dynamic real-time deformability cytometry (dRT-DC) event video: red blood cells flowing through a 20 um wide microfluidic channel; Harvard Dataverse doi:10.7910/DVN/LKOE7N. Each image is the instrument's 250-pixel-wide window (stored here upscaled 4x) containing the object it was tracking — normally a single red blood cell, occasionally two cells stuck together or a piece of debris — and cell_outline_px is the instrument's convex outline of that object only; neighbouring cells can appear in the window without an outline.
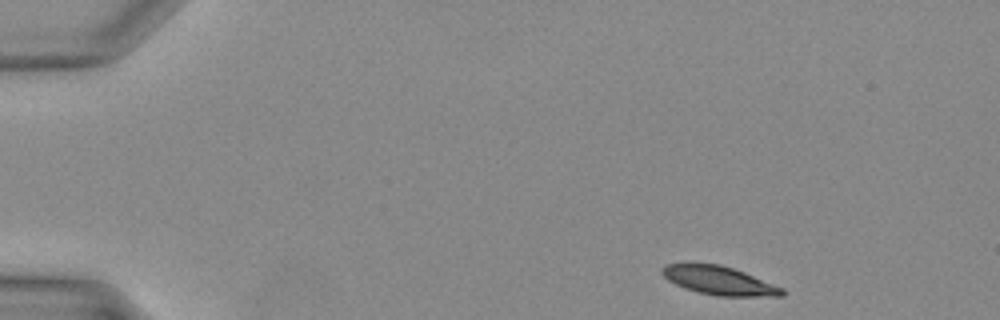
{"species": "Egyptian fruit bat (a non-hibernating species)", "species_latin": "Rousettus aegyptiacus", "temperature_condition": "warm", "stored_images_in_passage": 35, "camera_frame_rate_fps": 3000, "um_per_image_px": 0.085, "animal": {"sex": "female"}, "frame": {"image": 1, "passage_image": 1, "time_ms": 0.0, "image_size_px": [1000, 320], "cell_outline_px": [[784, 296], [716, 296], [684, 288], [668, 280], [660, 272], [668, 264], [688, 260], [692, 260], [720, 264], [744, 272], [784, 288]], "centroid_in_image_um": [61.07, 23.8], "position_along_channel_um": 23.9, "area_um2": 20.46}}
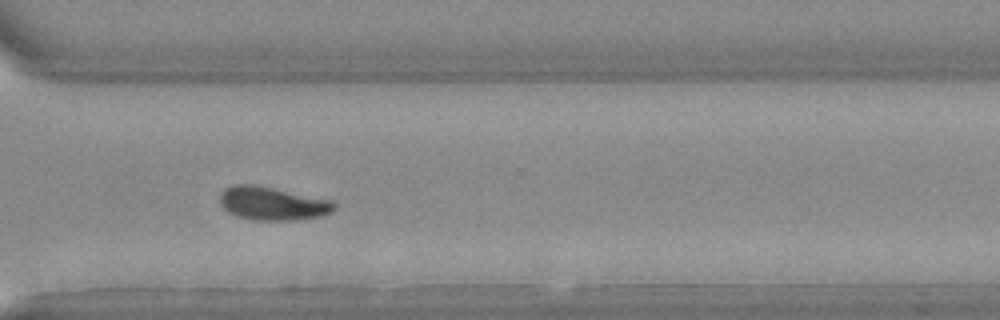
{"frame": {"image": 2, "passage_image": 25, "time_ms": 8.0, "image_size_px": [1000, 320], "cell_outline_px": [[336, 208], [332, 212], [324, 216], [300, 220], [256, 220], [240, 216], [228, 212], [220, 204], [220, 192], [224, 188], [232, 184], [256, 184], [332, 200], [336, 204]], "centroid_in_image_um": [23.19, 17.28], "position_along_channel_um": 347.4, "area_um2": 22.54}}
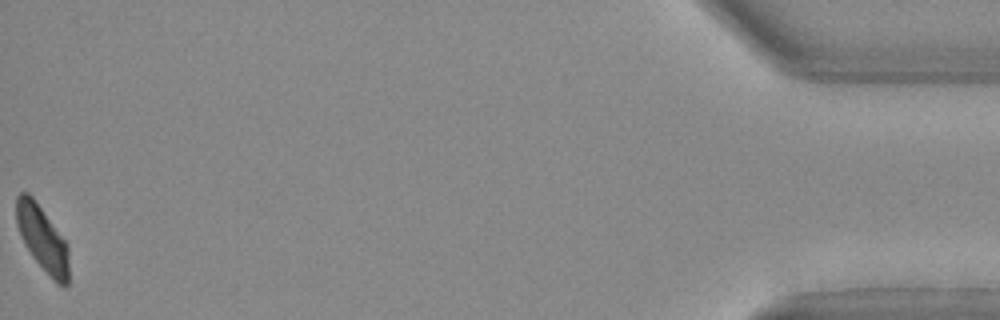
{"frame": {"image": 3, "passage_image": 35, "time_ms": 11.333, "image_size_px": [1000, 320], "cell_outline_px": [[68, 284], [64, 288], [56, 284], [52, 280], [32, 256], [20, 232], [16, 220], [16, 196], [20, 192], [28, 192], [32, 196], [68, 244]], "centroid_in_image_um": [3.63, 20.31], "position_along_channel_um": 431.6, "area_um2": 19.83}}